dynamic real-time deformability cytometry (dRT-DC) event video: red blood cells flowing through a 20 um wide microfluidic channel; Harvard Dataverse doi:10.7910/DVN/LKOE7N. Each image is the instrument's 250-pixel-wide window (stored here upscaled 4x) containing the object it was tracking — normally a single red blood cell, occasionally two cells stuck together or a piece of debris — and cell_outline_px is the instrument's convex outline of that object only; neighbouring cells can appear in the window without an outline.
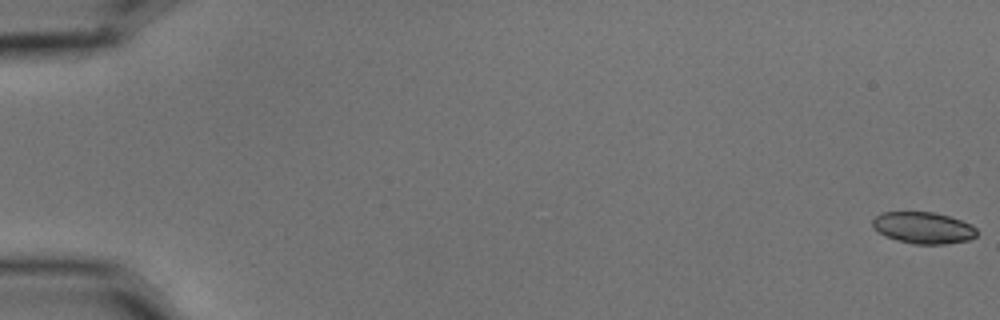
{"species": "common noctule bat (a hibernating species)", "species_latin": "Nyctalus noctula", "temperature_condition": "cold", "stored_images_in_passage": 58, "camera_frame_rate_fps": 3000, "um_per_image_px": 0.085, "animal": {"sex": "male", "body_mass_g": 15.6}, "frame": {"image": 1, "passage_image": 1, "time_ms": 0.0, "image_size_px": [1000, 320], "cell_outline_px": [[976, 236], [968, 240], [944, 244], [912, 244], [888, 236], [872, 228], [872, 220], [880, 212], [932, 212], [948, 216], [972, 224], [976, 228]], "centroid_in_image_um": [78.48, 19.35], "position_along_channel_um": 6.5, "area_um2": 19.02}}
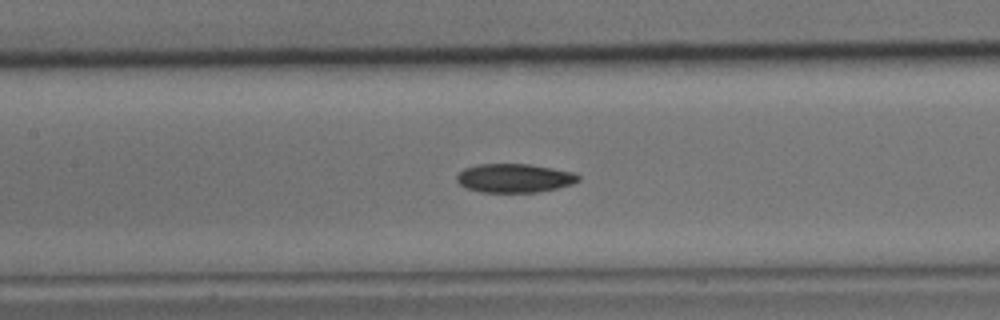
{"frame": {"image": 2, "passage_image": 28, "time_ms": 9.0, "image_size_px": [1000, 320], "cell_outline_px": [[580, 180], [572, 184], [556, 188], [536, 192], [480, 192], [464, 188], [456, 180], [456, 176], [464, 168], [480, 164], [528, 164], [576, 172], [580, 176]], "centroid_in_image_um": [43.72, 15.14], "position_along_channel_um": 163.7, "area_um2": 20.46}}
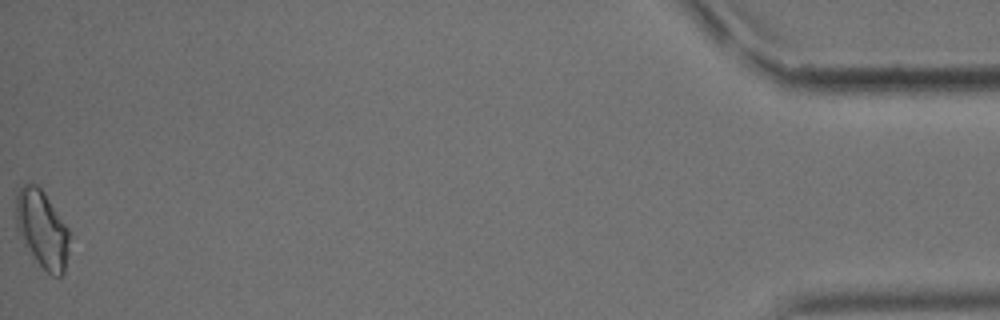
{"frame": {"image": 3, "passage_image": 58, "time_ms": 19.0, "image_size_px": [1000, 320], "cell_outline_px": [[68, 252], [64, 272], [60, 276], [52, 276], [40, 264], [24, 240], [16, 224], [16, 192], [28, 180], [32, 180], [44, 192], [68, 228]], "centroid_in_image_um": [3.58, 19.39], "position_along_channel_um": 431.6, "area_um2": 23.52}, "authors_computed_cell_mechanics": {"area_um2": 20.5479, "velocity_mm_per_s": 3.57, "shape_relaxation_time_tau1_ms": 6.129, "shape_relaxation_time_tau2_ms": 11.1846, "deformation_change_tau1": 0.1265, "deformation_change_tau2": 0.1769}}